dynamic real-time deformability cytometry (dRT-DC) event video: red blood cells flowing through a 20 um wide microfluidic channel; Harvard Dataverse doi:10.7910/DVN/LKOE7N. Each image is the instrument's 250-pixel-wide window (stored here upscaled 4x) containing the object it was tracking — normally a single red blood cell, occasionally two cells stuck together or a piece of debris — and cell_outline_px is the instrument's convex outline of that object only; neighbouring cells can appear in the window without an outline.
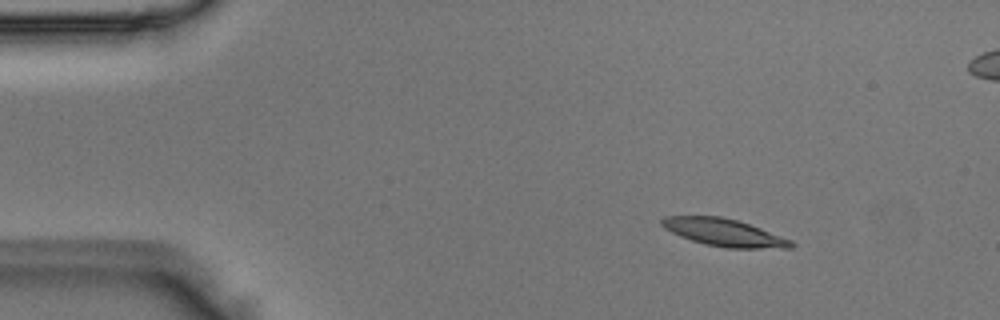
{"species": "Egyptian fruit bat (a non-hibernating species)", "species_latin": "Rousettus aegyptiacus", "temperature_condition": "room temperature", "stored_images_in_passage": 45, "segment_of_instrument_passage": [1, 2], "camera_frame_rate_fps": 3000, "um_per_image_px": 0.085, "animal": {"sex": "male"}, "frame": {"image": 1, "passage_image": 1, "time_ms": 0.0, "image_size_px": [1000, 320], "cell_outline_px": [[796, 244], [792, 248], [724, 248], [704, 244], [680, 236], [664, 228], [660, 224], [660, 220], [664, 216], [720, 216], [736, 220], [760, 228], [792, 240]], "centroid_in_image_um": [61.54, 19.77], "position_along_channel_um": 23.5, "area_um2": 20.63}}
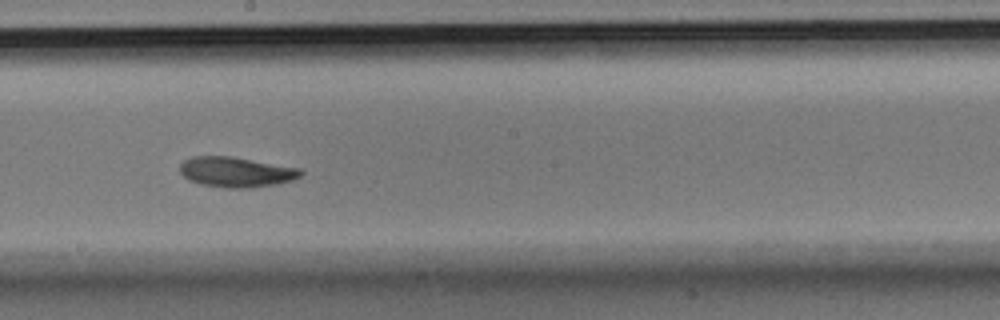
{"frame": {"image": 2, "passage_image": 22, "time_ms": 7.0, "image_size_px": [1000, 320], "cell_outline_px": [[304, 172], [300, 176], [292, 180], [280, 184], [252, 188], [224, 188], [200, 184], [188, 180], [180, 172], [180, 164], [184, 160], [192, 156], [232, 156], [300, 168]], "centroid_in_image_um": [20.08, 14.63], "position_along_channel_um": 228.1, "area_um2": 21.56}}
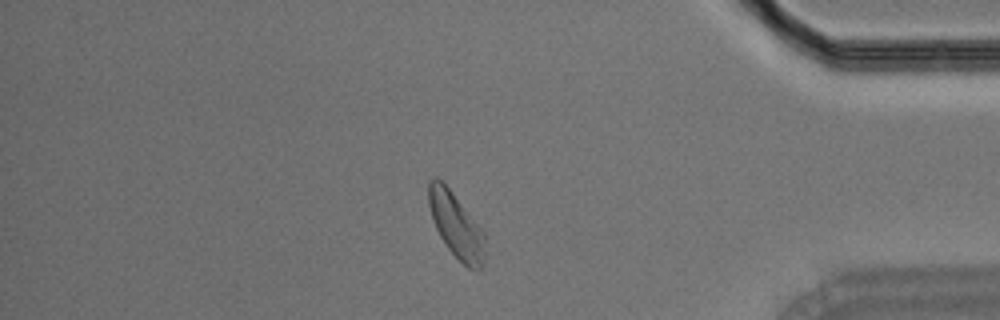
{"frame": {"image": 3, "passage_image": 37, "time_ms": 12.0, "image_size_px": [1000, 320], "cell_outline_px": [[484, 260], [480, 268], [468, 268], [448, 248], [440, 236], [436, 228], [428, 204], [428, 180], [432, 176], [436, 176], [448, 188], [484, 232]], "centroid_in_image_um": [38.74, 19.12], "position_along_channel_um": 396.5, "area_um2": 20.69}}